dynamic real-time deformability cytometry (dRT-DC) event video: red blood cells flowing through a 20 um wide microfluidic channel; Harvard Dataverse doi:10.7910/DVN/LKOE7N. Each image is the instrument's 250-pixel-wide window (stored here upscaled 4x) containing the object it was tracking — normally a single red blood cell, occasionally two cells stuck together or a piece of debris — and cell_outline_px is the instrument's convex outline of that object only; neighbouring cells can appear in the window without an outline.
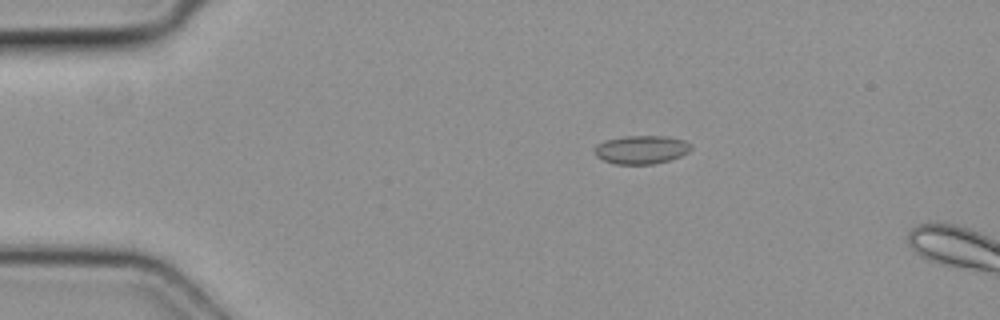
{"species": "common noctule bat (a hibernating species)", "species_latin": "Nyctalus noctula", "temperature_condition": "cold", "stored_images_in_passage": 4, "camera_frame_rate_fps": 3000, "um_per_image_px": 0.085, "animal": {"sex": "female", "body_mass_g": 19.3, "forearm_length_mm": 54.1}, "frame": {"image": 1, "passage_image": 3, "time_ms": 0.667, "image_size_px": [1000, 320], "cell_outline_px": [[692, 148], [688, 152], [680, 156], [656, 164], [616, 164], [604, 160], [596, 156], [592, 148], [596, 144], [604, 140], [624, 136], [668, 136], [684, 140], [692, 144]], "centroid_in_image_um": [54.5, 12.71], "position_along_channel_um": 30.5, "area_um2": 16.18}}